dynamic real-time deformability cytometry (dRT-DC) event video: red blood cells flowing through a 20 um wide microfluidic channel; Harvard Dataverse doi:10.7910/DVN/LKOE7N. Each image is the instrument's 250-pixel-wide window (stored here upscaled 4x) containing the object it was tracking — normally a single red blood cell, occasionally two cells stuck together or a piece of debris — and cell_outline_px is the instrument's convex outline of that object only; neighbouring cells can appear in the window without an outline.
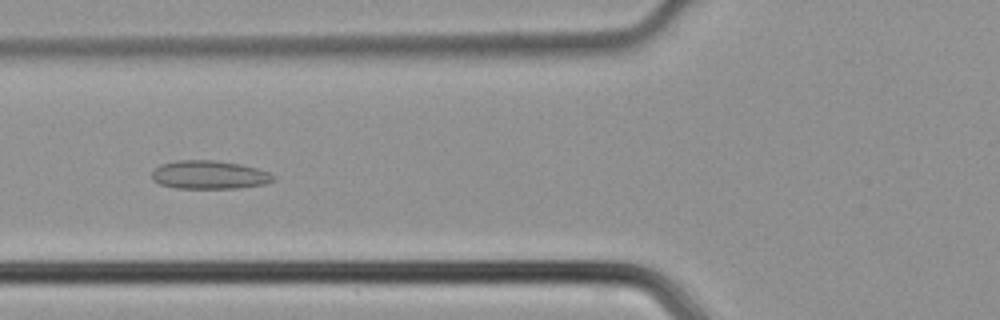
{"species": "common noctule bat (a hibernating species)", "species_latin": "Nyctalus noctula", "temperature_condition": "cold", "stored_images_in_passage": 34, "camera_frame_rate_fps": 3000, "um_per_image_px": 0.085, "animal": {"sex": "male", "body_mass_g": 21.5, "forearm_length_mm": 52.0}, "frame": {"image": 1, "passage_image": 5, "time_ms": 1.333, "image_size_px": [1000, 320], "cell_outline_px": [[276, 180], [264, 184], [236, 188], [176, 188], [160, 184], [152, 180], [152, 172], [160, 164], [176, 160], [216, 160], [240, 164], [256, 168], [268, 172], [276, 176]], "centroid_in_image_um": [17.79, 14.85], "position_along_channel_um": 108.0, "area_um2": 20.17}}
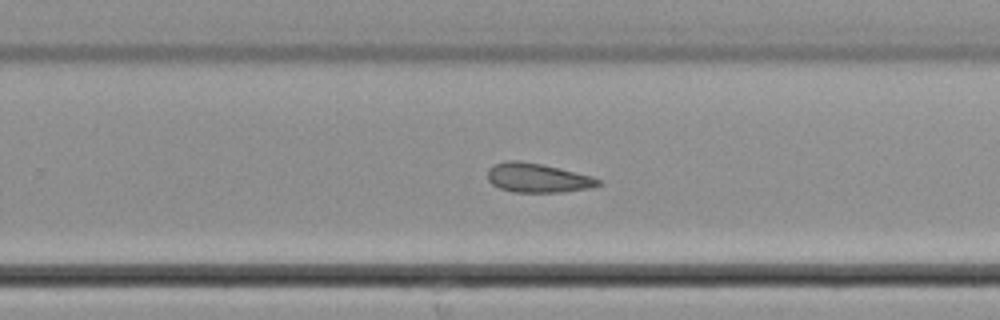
{"frame": {"image": 2, "passage_image": 17, "time_ms": 5.333, "image_size_px": [1000, 320], "cell_outline_px": [[604, 184], [588, 188], [564, 192], [512, 192], [500, 188], [492, 184], [488, 180], [488, 168], [492, 164], [508, 160], [520, 160], [544, 164], [592, 176], [600, 180]], "centroid_in_image_um": [45.69, 15.11], "position_along_channel_um": 284.1, "area_um2": 19.07}}
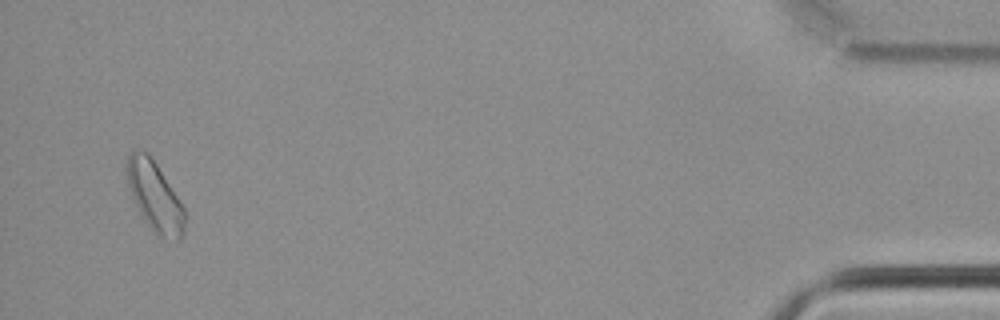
{"frame": {"image": 3, "passage_image": 32, "time_ms": 10.333, "image_size_px": [1000, 320], "cell_outline_px": [[184, 232], [180, 240], [176, 240], [156, 236], [152, 232], [144, 220], [128, 188], [124, 168], [128, 152], [132, 148], [140, 148], [156, 164], [184, 208]], "centroid_in_image_um": [13.09, 16.67], "position_along_channel_um": 422.1, "area_um2": 23.52}}